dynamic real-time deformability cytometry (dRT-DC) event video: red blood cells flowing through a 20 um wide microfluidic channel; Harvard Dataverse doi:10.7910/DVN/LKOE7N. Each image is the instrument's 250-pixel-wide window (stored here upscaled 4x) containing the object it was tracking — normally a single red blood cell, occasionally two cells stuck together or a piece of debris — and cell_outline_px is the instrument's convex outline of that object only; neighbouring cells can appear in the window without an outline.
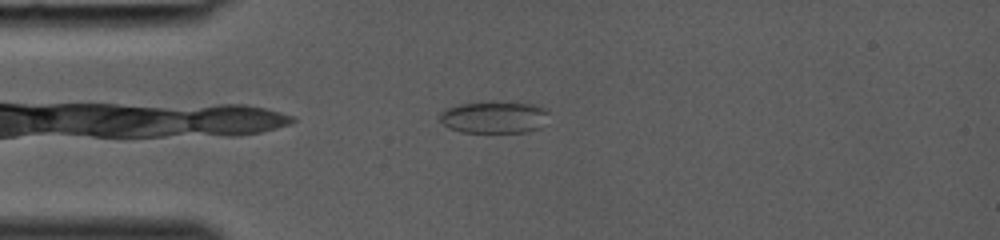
{"species": "common noctule bat (a hibernating species)", "species_latin": "Nyctalus noctula", "temperature_condition": "room temperature", "stored_images_in_passage": 30, "camera_frame_rate_fps": 3000, "um_per_image_px": 0.085, "animal": {"sex": "female", "body_mass_g": 19.0, "forearm_length_mm": 53.3}, "frame": {"image": 1, "passage_image": 2, "time_ms": 0.333, "image_size_px": [1000, 240], "cell_outline_px": [[548, 124], [540, 128], [528, 132], [460, 132], [448, 128], [440, 120], [440, 112], [444, 108], [460, 104], [492, 100], [536, 104], [544, 108], [548, 112]], "centroid_in_image_um": [42.04, 9.94], "position_along_channel_um": 43.0, "area_um2": 21.1}}
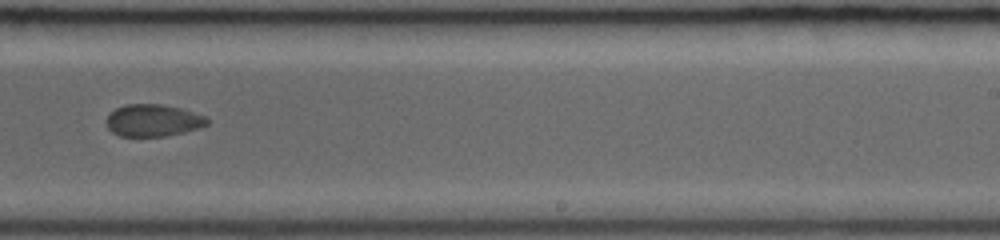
{"frame": {"image": 2, "passage_image": 17, "time_ms": 5.333, "image_size_px": [1000, 240], "cell_outline_px": [[208, 124], [200, 128], [168, 136], [120, 136], [112, 132], [108, 128], [108, 116], [116, 108], [124, 104], [160, 104], [180, 108], [204, 116], [208, 120]], "centroid_in_image_um": [13.02, 10.24], "position_along_channel_um": 276.0, "area_um2": 18.67}}
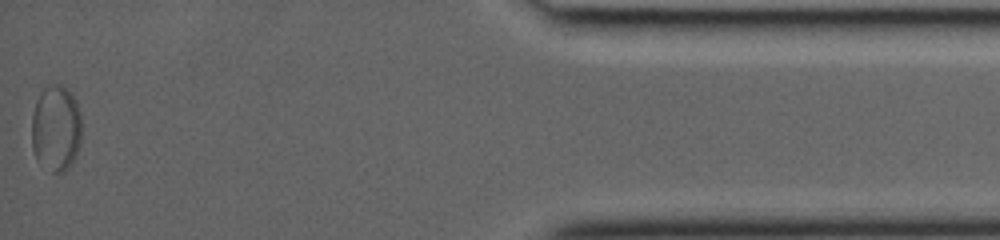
{"frame": {"image": 3, "passage_image": 30, "time_ms": 9.667, "image_size_px": [1000, 240], "cell_outline_px": [[80, 144], [76, 156], [68, 168], [64, 172], [52, 172], [36, 160], [32, 148], [32, 116], [36, 100], [40, 92], [44, 88], [52, 84], [60, 84], [72, 92], [76, 100], [80, 112]], "centroid_in_image_um": [4.75, 10.89], "position_along_channel_um": 430.4, "area_um2": 25.37}}